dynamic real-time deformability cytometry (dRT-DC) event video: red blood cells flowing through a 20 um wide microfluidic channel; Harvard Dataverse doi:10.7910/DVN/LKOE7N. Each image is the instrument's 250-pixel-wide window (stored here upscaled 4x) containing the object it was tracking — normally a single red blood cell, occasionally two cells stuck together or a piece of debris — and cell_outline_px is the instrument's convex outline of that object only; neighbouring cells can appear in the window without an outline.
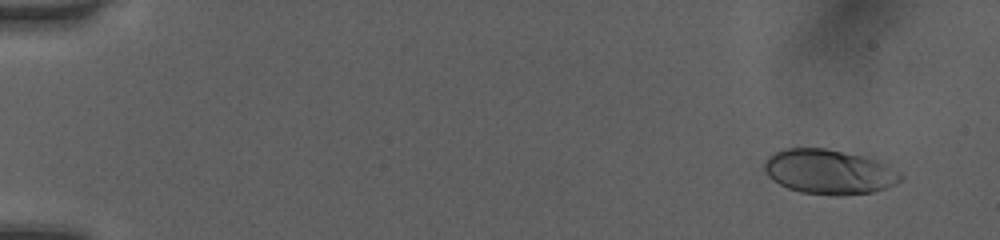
{"species": "human", "species_latin": "Homo sapiens", "temperature_condition": "room temperature", "stored_images_in_passage": 51, "camera_frame_rate_fps": 3000, "um_per_image_px": 0.085, "donor": {"sex": "female"}, "frame": {"image": 1, "passage_image": 4, "time_ms": 1.0, "image_size_px": [1000, 240], "cell_outline_px": [[904, 176], [896, 184], [872, 192], [836, 196], [800, 192], [788, 188], [772, 180], [768, 176], [764, 168], [764, 160], [768, 156], [776, 152], [788, 148], [824, 148], [864, 156], [876, 160], [900, 172]], "centroid_in_image_um": [70.45, 14.61], "position_along_channel_um": 14.5, "area_um2": 35.37}}
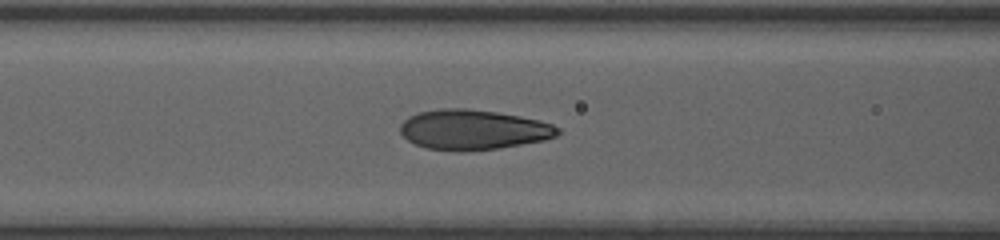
{"frame": {"image": 2, "passage_image": 23, "time_ms": 7.333, "image_size_px": [1000, 240], "cell_outline_px": [[560, 132], [556, 136], [544, 140], [500, 148], [460, 152], [428, 148], [416, 144], [408, 140], [400, 132], [400, 124], [408, 116], [416, 112], [440, 108], [468, 108], [496, 112], [520, 116], [540, 120], [552, 124], [560, 128]], "centroid_in_image_um": [40.21, 11.02], "position_along_channel_um": 126.4, "area_um2": 36.99}}
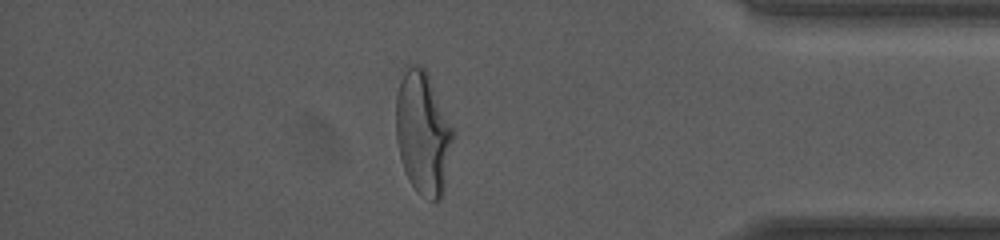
{"frame": {"image": 3, "passage_image": 45, "time_ms": 14.667, "image_size_px": [1000, 240], "cell_outline_px": [[452, 140], [444, 188], [440, 200], [432, 200], [420, 196], [416, 192], [408, 180], [400, 156], [396, 140], [396, 96], [400, 68], [408, 64], [416, 64], [424, 68], [428, 72], [452, 128]], "centroid_in_image_um": [35.9, 11.23], "position_along_channel_um": 399.3, "area_um2": 41.1}, "authors_computed_cell_mechanics": {"area_um2": 36.2406, "velocity_mm_per_s": 4.0734, "shape_relaxation_time_tau1_ms": 4.3219, "shape_relaxation_time_tau2_ms": null, "deformation_change_tau1": 0.2042, "deformation_change_tau2": null}}